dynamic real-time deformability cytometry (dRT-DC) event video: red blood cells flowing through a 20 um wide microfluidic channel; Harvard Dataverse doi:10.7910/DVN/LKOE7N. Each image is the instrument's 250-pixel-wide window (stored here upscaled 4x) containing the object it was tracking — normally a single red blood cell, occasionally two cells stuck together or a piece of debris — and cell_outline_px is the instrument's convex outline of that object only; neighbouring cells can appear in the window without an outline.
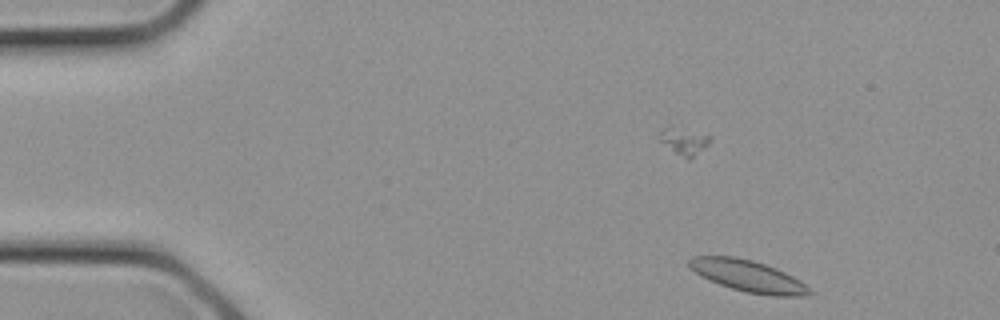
{"species": "common noctule bat (a hibernating species)", "species_latin": "Nyctalus noctula", "temperature_condition": "cold", "stored_images_in_passage": 17, "camera_frame_rate_fps": 3000, "um_per_image_px": 0.085, "animal": {"sex": "female", "body_mass_g": 21.9}, "frame": {"image": 1, "passage_image": 5, "time_ms": 1.333, "image_size_px": [1000, 320], "cell_outline_px": [[816, 292], [808, 296], [772, 296], [748, 292], [732, 288], [720, 284], [700, 276], [688, 264], [688, 260], [692, 256], [736, 256], [752, 260], [776, 268], [792, 276]], "centroid_in_image_um": [63.62, 23.46], "position_along_channel_um": 21.4, "area_um2": 22.02}}
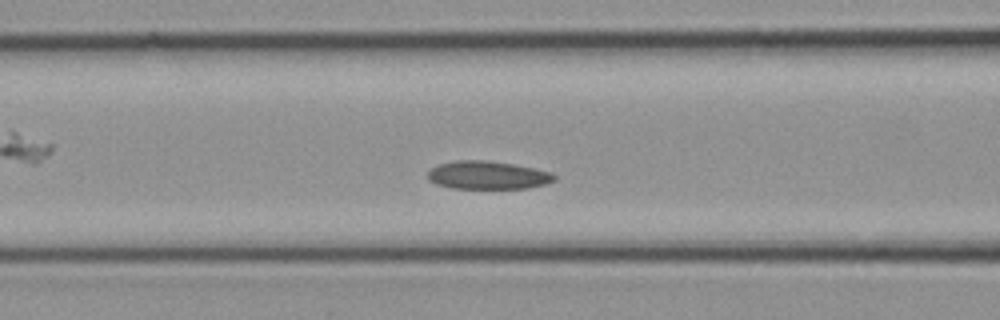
{"frame": {"image": 2, "passage_image": 13, "time_ms": 4.0, "image_size_px": [1000, 320], "cell_outline_px": [[556, 180], [544, 184], [528, 188], [452, 188], [436, 184], [428, 180], [428, 172], [436, 164], [456, 160], [488, 160], [512, 164], [552, 172], [556, 176]], "centroid_in_image_um": [41.43, 14.88], "position_along_channel_um": 125.2, "area_um2": 20.75}}
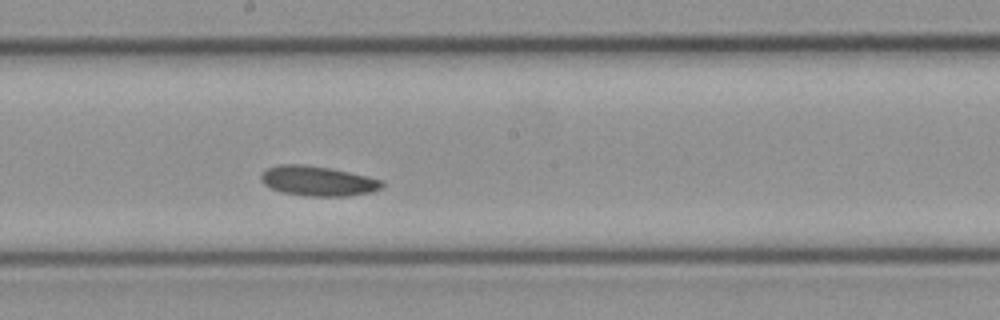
{"frame": {"image": 3, "passage_image": 17, "time_ms": 5.333, "image_size_px": [1000, 320], "cell_outline_px": [[384, 188], [372, 192], [348, 196], [308, 196], [284, 192], [272, 188], [264, 184], [260, 180], [260, 176], [268, 168], [276, 164], [304, 164], [328, 168], [368, 176], [384, 180]], "centroid_in_image_um": [27.06, 15.38], "position_along_channel_um": 221.1, "area_um2": 21.1}}